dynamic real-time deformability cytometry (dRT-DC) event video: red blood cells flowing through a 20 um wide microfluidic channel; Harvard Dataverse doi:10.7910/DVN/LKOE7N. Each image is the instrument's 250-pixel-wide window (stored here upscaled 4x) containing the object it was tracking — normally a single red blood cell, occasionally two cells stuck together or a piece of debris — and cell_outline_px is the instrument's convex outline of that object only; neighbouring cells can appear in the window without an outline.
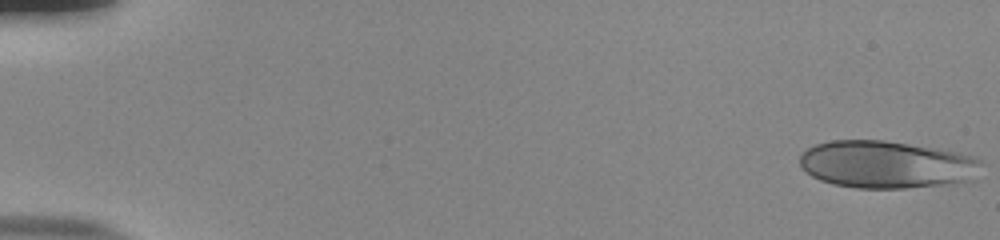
{"species": "human", "species_latin": "Homo sapiens", "temperature_condition": "room temperature", "stored_images_in_passage": 53, "camera_frame_rate_fps": 3000, "um_per_image_px": 0.085, "donor": {"sex": "male"}, "frame": {"image": 1, "passage_image": 1, "time_ms": 0.0, "image_size_px": [1000, 240], "cell_outline_px": [[980, 160], [968, 180], [948, 184], [904, 188], [856, 188], [832, 184], [820, 180], [812, 176], [800, 164], [800, 156], [808, 148], [816, 144], [832, 140], [884, 140], [956, 152], [972, 156]], "centroid_in_image_um": [75.25, 13.98], "position_along_channel_um": 9.8, "area_um2": 49.3}}
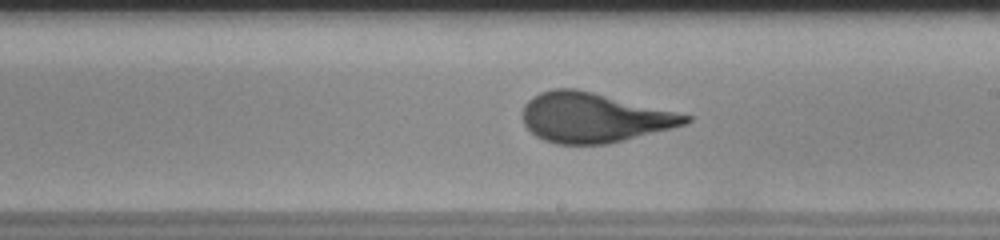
{"frame": {"image": 2, "passage_image": 32, "time_ms": 10.333, "image_size_px": [1000, 240], "cell_outline_px": [[692, 120], [684, 124], [624, 140], [608, 144], [556, 144], [544, 140], [536, 136], [524, 124], [524, 104], [532, 96], [540, 92], [552, 88], [576, 88], [692, 116]], "centroid_in_image_um": [50.42, 9.99], "position_along_channel_um": 238.6, "area_um2": 46.59}}
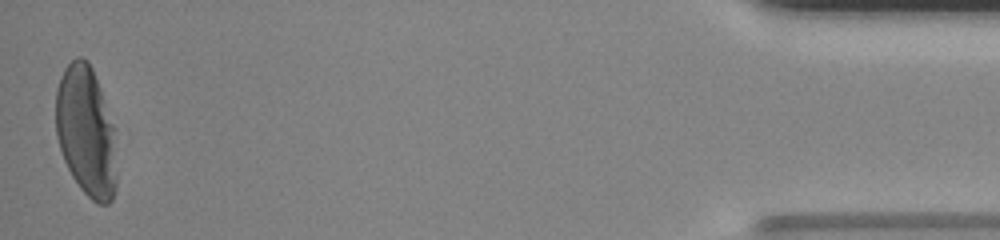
{"frame": {"image": 3, "passage_image": 53, "time_ms": 17.333, "image_size_px": [1000, 240], "cell_outline_px": [[116, 188], [112, 200], [108, 204], [96, 204], [80, 188], [72, 176], [64, 160], [60, 148], [56, 132], [56, 88], [60, 76], [64, 68], [76, 56], [80, 56], [88, 60], [92, 68], [116, 128]], "centroid_in_image_um": [7.34, 11.17], "position_along_channel_um": 427.9, "area_um2": 46.88}, "authors_computed_cell_mechanics": {"area_um2": 46.9336, "velocity_mm_per_s": 3.8611, "shape_relaxation_time_tau1_ms": 6.1321, "shape_relaxation_time_tau2_ms": null, "deformation_change_tau1": 0.2368, "deformation_change_tau2": null}}